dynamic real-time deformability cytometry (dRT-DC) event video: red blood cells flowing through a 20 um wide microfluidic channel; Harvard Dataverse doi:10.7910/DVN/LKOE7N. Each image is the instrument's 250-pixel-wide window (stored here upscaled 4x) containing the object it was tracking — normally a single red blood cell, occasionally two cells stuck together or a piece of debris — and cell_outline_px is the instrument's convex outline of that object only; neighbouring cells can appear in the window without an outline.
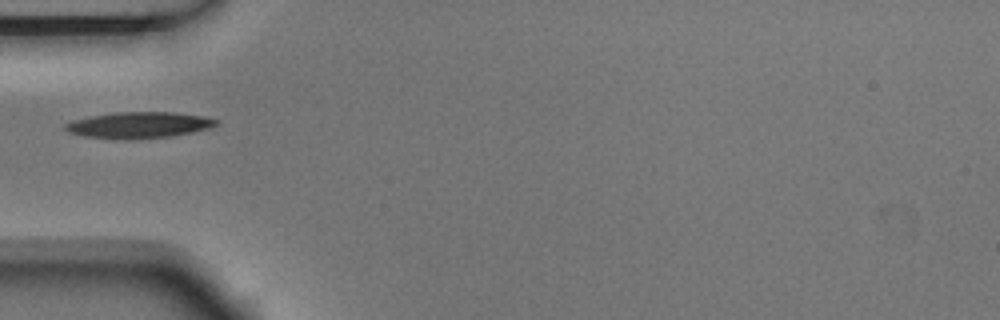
{"species": "Egyptian fruit bat (a non-hibernating species)", "species_latin": "Rousettus aegyptiacus", "temperature_condition": "room temperature", "stored_images_in_passage": 2, "camera_frame_rate_fps": 3000, "um_per_image_px": 0.085, "animal": {"sex": "male"}, "frame": {"image": 1, "passage_image": 2, "time_ms": 0.333, "image_size_px": [1000, 320], "cell_outline_px": [[220, 120], [216, 124], [208, 128], [192, 132], [172, 136], [128, 140], [124, 140], [84, 136], [68, 132], [64, 128], [64, 124], [72, 120], [92, 116], [116, 112], [172, 112], [200, 116]], "centroid_in_image_um": [11.76, 10.64], "position_along_channel_um": 73.2, "area_um2": 22.95}}